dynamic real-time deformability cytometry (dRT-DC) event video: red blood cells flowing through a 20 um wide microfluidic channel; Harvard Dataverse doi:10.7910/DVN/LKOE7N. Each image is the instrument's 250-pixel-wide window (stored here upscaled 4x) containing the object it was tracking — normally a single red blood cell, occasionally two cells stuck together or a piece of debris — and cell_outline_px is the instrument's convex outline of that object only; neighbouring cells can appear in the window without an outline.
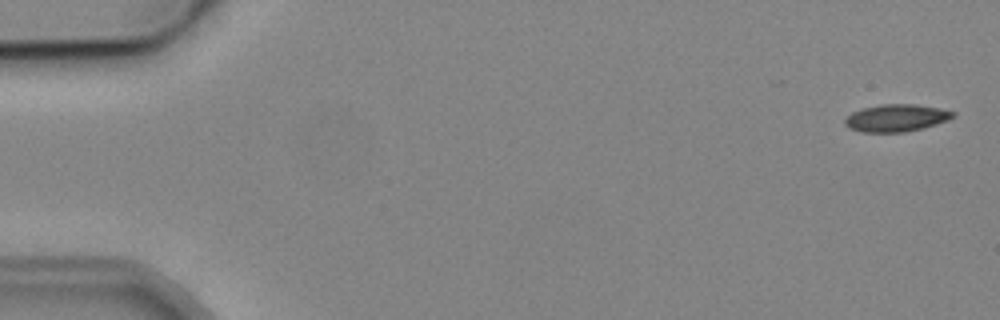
{"species": "common noctule bat (a hibernating species)", "species_latin": "Nyctalus noctula", "temperature_condition": "cold", "stored_images_in_passage": 5, "camera_frame_rate_fps": 3000, "um_per_image_px": 0.085, "animal": {"sex": "male", "body_mass_g": 19.2, "forearm_length_mm": 51.8}, "frame": {"image": 1, "passage_image": 1, "time_ms": 0.0, "image_size_px": [1000, 320], "cell_outline_px": [[956, 112], [948, 120], [936, 124], [904, 132], [864, 132], [848, 128], [844, 124], [844, 120], [852, 112], [864, 108], [884, 104], [912, 104], [936, 108]], "centroid_in_image_um": [76.14, 10.03], "position_along_channel_um": 8.9, "area_um2": 16.82}}